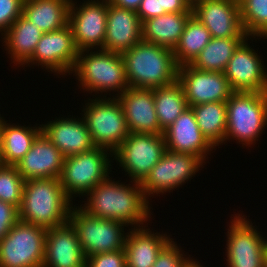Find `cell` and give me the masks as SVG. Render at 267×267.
<instances>
[{"instance_id": "6da1fadb", "label": "cell", "mask_w": 267, "mask_h": 267, "mask_svg": "<svg viewBox=\"0 0 267 267\" xmlns=\"http://www.w3.org/2000/svg\"><path fill=\"white\" fill-rule=\"evenodd\" d=\"M114 180L108 176L99 183L85 195L87 201L80 207L94 217L116 220L134 228L150 222L152 211L141 184L130 181L125 185Z\"/></svg>"}, {"instance_id": "7a4b0ae2", "label": "cell", "mask_w": 267, "mask_h": 267, "mask_svg": "<svg viewBox=\"0 0 267 267\" xmlns=\"http://www.w3.org/2000/svg\"><path fill=\"white\" fill-rule=\"evenodd\" d=\"M72 199L65 193L59 178L25 181L19 220L46 229L68 222Z\"/></svg>"}, {"instance_id": "3957f363", "label": "cell", "mask_w": 267, "mask_h": 267, "mask_svg": "<svg viewBox=\"0 0 267 267\" xmlns=\"http://www.w3.org/2000/svg\"><path fill=\"white\" fill-rule=\"evenodd\" d=\"M121 56L131 88H159L178 80L179 65L170 49L141 40Z\"/></svg>"}, {"instance_id": "277c9868", "label": "cell", "mask_w": 267, "mask_h": 267, "mask_svg": "<svg viewBox=\"0 0 267 267\" xmlns=\"http://www.w3.org/2000/svg\"><path fill=\"white\" fill-rule=\"evenodd\" d=\"M71 74L76 76L79 87H82L84 92L87 91L89 94L95 92L93 95L95 97L100 92L103 97L109 92L111 97V91L113 93L117 91L112 96L118 97L129 88L121 54L103 49L79 51L77 62Z\"/></svg>"}, {"instance_id": "5b68a950", "label": "cell", "mask_w": 267, "mask_h": 267, "mask_svg": "<svg viewBox=\"0 0 267 267\" xmlns=\"http://www.w3.org/2000/svg\"><path fill=\"white\" fill-rule=\"evenodd\" d=\"M226 110L224 144L236 140L242 147L255 145L267 127V93L233 92L226 102Z\"/></svg>"}, {"instance_id": "8992f818", "label": "cell", "mask_w": 267, "mask_h": 267, "mask_svg": "<svg viewBox=\"0 0 267 267\" xmlns=\"http://www.w3.org/2000/svg\"><path fill=\"white\" fill-rule=\"evenodd\" d=\"M82 112L95 147L113 153L130 133L123 106L116 96L102 97L99 94L95 99L88 98Z\"/></svg>"}, {"instance_id": "52a82bcc", "label": "cell", "mask_w": 267, "mask_h": 267, "mask_svg": "<svg viewBox=\"0 0 267 267\" xmlns=\"http://www.w3.org/2000/svg\"><path fill=\"white\" fill-rule=\"evenodd\" d=\"M112 158L113 153L101 147H94L90 151L64 157L59 179L65 193L72 200L78 195L85 197L89 191L109 176L112 171Z\"/></svg>"}, {"instance_id": "ba28073f", "label": "cell", "mask_w": 267, "mask_h": 267, "mask_svg": "<svg viewBox=\"0 0 267 267\" xmlns=\"http://www.w3.org/2000/svg\"><path fill=\"white\" fill-rule=\"evenodd\" d=\"M68 221L76 230L85 258L125 247L128 232L124 233V228L128 226L122 222L94 217L76 205L71 208Z\"/></svg>"}, {"instance_id": "9c48e42d", "label": "cell", "mask_w": 267, "mask_h": 267, "mask_svg": "<svg viewBox=\"0 0 267 267\" xmlns=\"http://www.w3.org/2000/svg\"><path fill=\"white\" fill-rule=\"evenodd\" d=\"M46 232L19 220L0 240V267H42Z\"/></svg>"}, {"instance_id": "30bf717a", "label": "cell", "mask_w": 267, "mask_h": 267, "mask_svg": "<svg viewBox=\"0 0 267 267\" xmlns=\"http://www.w3.org/2000/svg\"><path fill=\"white\" fill-rule=\"evenodd\" d=\"M166 151L163 134L129 133L113 152L131 181L141 183Z\"/></svg>"}, {"instance_id": "8fae6325", "label": "cell", "mask_w": 267, "mask_h": 267, "mask_svg": "<svg viewBox=\"0 0 267 267\" xmlns=\"http://www.w3.org/2000/svg\"><path fill=\"white\" fill-rule=\"evenodd\" d=\"M227 229L226 257L228 267H266L267 238L260 234L247 216L231 215Z\"/></svg>"}, {"instance_id": "7c38bea8", "label": "cell", "mask_w": 267, "mask_h": 267, "mask_svg": "<svg viewBox=\"0 0 267 267\" xmlns=\"http://www.w3.org/2000/svg\"><path fill=\"white\" fill-rule=\"evenodd\" d=\"M204 162L192 154L166 150L158 163L152 168L140 183L146 199L157 194L171 193L177 187L185 184L189 179L202 170ZM150 197V198H149Z\"/></svg>"}, {"instance_id": "4fadbf2b", "label": "cell", "mask_w": 267, "mask_h": 267, "mask_svg": "<svg viewBox=\"0 0 267 267\" xmlns=\"http://www.w3.org/2000/svg\"><path fill=\"white\" fill-rule=\"evenodd\" d=\"M78 55L79 50L75 44L72 29L67 25L61 29L43 33L33 55L23 66L32 67L36 64L48 72L51 71L57 77L59 74L66 76V73L70 75L73 71Z\"/></svg>"}, {"instance_id": "5bb4252c", "label": "cell", "mask_w": 267, "mask_h": 267, "mask_svg": "<svg viewBox=\"0 0 267 267\" xmlns=\"http://www.w3.org/2000/svg\"><path fill=\"white\" fill-rule=\"evenodd\" d=\"M107 12L108 0H87L81 6L71 0L69 25L79 51L104 48Z\"/></svg>"}, {"instance_id": "9a60e30c", "label": "cell", "mask_w": 267, "mask_h": 267, "mask_svg": "<svg viewBox=\"0 0 267 267\" xmlns=\"http://www.w3.org/2000/svg\"><path fill=\"white\" fill-rule=\"evenodd\" d=\"M255 38L247 37L238 46L223 72L234 92L267 93L266 65L256 53L258 50L248 45V40Z\"/></svg>"}, {"instance_id": "2e32d148", "label": "cell", "mask_w": 267, "mask_h": 267, "mask_svg": "<svg viewBox=\"0 0 267 267\" xmlns=\"http://www.w3.org/2000/svg\"><path fill=\"white\" fill-rule=\"evenodd\" d=\"M178 81L182 84L188 106L209 102H227L234 92L223 72L198 70L180 65Z\"/></svg>"}, {"instance_id": "e0dca14e", "label": "cell", "mask_w": 267, "mask_h": 267, "mask_svg": "<svg viewBox=\"0 0 267 267\" xmlns=\"http://www.w3.org/2000/svg\"><path fill=\"white\" fill-rule=\"evenodd\" d=\"M192 9L214 38L249 37L242 26L239 0H204Z\"/></svg>"}, {"instance_id": "ac0fdd59", "label": "cell", "mask_w": 267, "mask_h": 267, "mask_svg": "<svg viewBox=\"0 0 267 267\" xmlns=\"http://www.w3.org/2000/svg\"><path fill=\"white\" fill-rule=\"evenodd\" d=\"M166 150L192 154L204 164L212 150H216L203 136L192 107L185 111L163 132ZM208 154V155H207ZM207 157V158H206Z\"/></svg>"}, {"instance_id": "d6986e66", "label": "cell", "mask_w": 267, "mask_h": 267, "mask_svg": "<svg viewBox=\"0 0 267 267\" xmlns=\"http://www.w3.org/2000/svg\"><path fill=\"white\" fill-rule=\"evenodd\" d=\"M85 264L76 230L69 221L47 229L42 267H85Z\"/></svg>"}, {"instance_id": "ffe728a7", "label": "cell", "mask_w": 267, "mask_h": 267, "mask_svg": "<svg viewBox=\"0 0 267 267\" xmlns=\"http://www.w3.org/2000/svg\"><path fill=\"white\" fill-rule=\"evenodd\" d=\"M64 156L41 132L33 141L30 150L16 163L22 178L27 181L39 178H60Z\"/></svg>"}, {"instance_id": "44dd1931", "label": "cell", "mask_w": 267, "mask_h": 267, "mask_svg": "<svg viewBox=\"0 0 267 267\" xmlns=\"http://www.w3.org/2000/svg\"><path fill=\"white\" fill-rule=\"evenodd\" d=\"M142 40V22L136 11L118 7L108 0L105 51L122 54Z\"/></svg>"}, {"instance_id": "7402d4cb", "label": "cell", "mask_w": 267, "mask_h": 267, "mask_svg": "<svg viewBox=\"0 0 267 267\" xmlns=\"http://www.w3.org/2000/svg\"><path fill=\"white\" fill-rule=\"evenodd\" d=\"M41 132L59 149L64 157L92 150L91 140L83 117H61L41 125Z\"/></svg>"}, {"instance_id": "603a6c76", "label": "cell", "mask_w": 267, "mask_h": 267, "mask_svg": "<svg viewBox=\"0 0 267 267\" xmlns=\"http://www.w3.org/2000/svg\"><path fill=\"white\" fill-rule=\"evenodd\" d=\"M130 133L163 134L155 110L152 89L129 87L117 97Z\"/></svg>"}, {"instance_id": "cb8c5ba5", "label": "cell", "mask_w": 267, "mask_h": 267, "mask_svg": "<svg viewBox=\"0 0 267 267\" xmlns=\"http://www.w3.org/2000/svg\"><path fill=\"white\" fill-rule=\"evenodd\" d=\"M146 226L129 228L125 241L126 267H152L162 248L172 239ZM170 236V237H169Z\"/></svg>"}, {"instance_id": "d4e9b609", "label": "cell", "mask_w": 267, "mask_h": 267, "mask_svg": "<svg viewBox=\"0 0 267 267\" xmlns=\"http://www.w3.org/2000/svg\"><path fill=\"white\" fill-rule=\"evenodd\" d=\"M43 32L39 27L21 15L2 35L4 48L12 63L20 67L31 58ZM4 39V40H3Z\"/></svg>"}, {"instance_id": "484cf974", "label": "cell", "mask_w": 267, "mask_h": 267, "mask_svg": "<svg viewBox=\"0 0 267 267\" xmlns=\"http://www.w3.org/2000/svg\"><path fill=\"white\" fill-rule=\"evenodd\" d=\"M193 12L165 13L142 23V41L174 51Z\"/></svg>"}, {"instance_id": "4316f807", "label": "cell", "mask_w": 267, "mask_h": 267, "mask_svg": "<svg viewBox=\"0 0 267 267\" xmlns=\"http://www.w3.org/2000/svg\"><path fill=\"white\" fill-rule=\"evenodd\" d=\"M71 0H24L22 15L43 33L69 25Z\"/></svg>"}, {"instance_id": "83f0119b", "label": "cell", "mask_w": 267, "mask_h": 267, "mask_svg": "<svg viewBox=\"0 0 267 267\" xmlns=\"http://www.w3.org/2000/svg\"><path fill=\"white\" fill-rule=\"evenodd\" d=\"M1 123V146L3 165H16L30 150L33 141L41 133V125L35 127ZM39 125V126H38Z\"/></svg>"}, {"instance_id": "f1b7e54d", "label": "cell", "mask_w": 267, "mask_h": 267, "mask_svg": "<svg viewBox=\"0 0 267 267\" xmlns=\"http://www.w3.org/2000/svg\"><path fill=\"white\" fill-rule=\"evenodd\" d=\"M203 136L216 149L223 145L227 129L226 102H209L191 106Z\"/></svg>"}, {"instance_id": "f546056e", "label": "cell", "mask_w": 267, "mask_h": 267, "mask_svg": "<svg viewBox=\"0 0 267 267\" xmlns=\"http://www.w3.org/2000/svg\"><path fill=\"white\" fill-rule=\"evenodd\" d=\"M247 37L214 38L190 65L198 70L224 72L235 50Z\"/></svg>"}, {"instance_id": "4dcf8cb0", "label": "cell", "mask_w": 267, "mask_h": 267, "mask_svg": "<svg viewBox=\"0 0 267 267\" xmlns=\"http://www.w3.org/2000/svg\"><path fill=\"white\" fill-rule=\"evenodd\" d=\"M152 91L160 129L164 132L189 106L178 80Z\"/></svg>"}, {"instance_id": "1f68e13d", "label": "cell", "mask_w": 267, "mask_h": 267, "mask_svg": "<svg viewBox=\"0 0 267 267\" xmlns=\"http://www.w3.org/2000/svg\"><path fill=\"white\" fill-rule=\"evenodd\" d=\"M212 39L211 33L193 14L187 20L181 38L174 49L177 64H190Z\"/></svg>"}, {"instance_id": "d6a6232c", "label": "cell", "mask_w": 267, "mask_h": 267, "mask_svg": "<svg viewBox=\"0 0 267 267\" xmlns=\"http://www.w3.org/2000/svg\"><path fill=\"white\" fill-rule=\"evenodd\" d=\"M239 7L245 33L267 39V0H239Z\"/></svg>"}, {"instance_id": "836d02e7", "label": "cell", "mask_w": 267, "mask_h": 267, "mask_svg": "<svg viewBox=\"0 0 267 267\" xmlns=\"http://www.w3.org/2000/svg\"><path fill=\"white\" fill-rule=\"evenodd\" d=\"M25 180L15 165H0V200L20 208Z\"/></svg>"}, {"instance_id": "e575fe53", "label": "cell", "mask_w": 267, "mask_h": 267, "mask_svg": "<svg viewBox=\"0 0 267 267\" xmlns=\"http://www.w3.org/2000/svg\"><path fill=\"white\" fill-rule=\"evenodd\" d=\"M182 249L172 238L159 252L152 267H192L197 261L189 258Z\"/></svg>"}, {"instance_id": "d590c367", "label": "cell", "mask_w": 267, "mask_h": 267, "mask_svg": "<svg viewBox=\"0 0 267 267\" xmlns=\"http://www.w3.org/2000/svg\"><path fill=\"white\" fill-rule=\"evenodd\" d=\"M24 0H0L1 36L22 15Z\"/></svg>"}, {"instance_id": "8d00e7d4", "label": "cell", "mask_w": 267, "mask_h": 267, "mask_svg": "<svg viewBox=\"0 0 267 267\" xmlns=\"http://www.w3.org/2000/svg\"><path fill=\"white\" fill-rule=\"evenodd\" d=\"M85 267H126L125 250L91 255L86 258Z\"/></svg>"}, {"instance_id": "74e56055", "label": "cell", "mask_w": 267, "mask_h": 267, "mask_svg": "<svg viewBox=\"0 0 267 267\" xmlns=\"http://www.w3.org/2000/svg\"><path fill=\"white\" fill-rule=\"evenodd\" d=\"M19 221V208L0 200V240Z\"/></svg>"}, {"instance_id": "f35d334b", "label": "cell", "mask_w": 267, "mask_h": 267, "mask_svg": "<svg viewBox=\"0 0 267 267\" xmlns=\"http://www.w3.org/2000/svg\"><path fill=\"white\" fill-rule=\"evenodd\" d=\"M136 12L142 23L166 13L165 11H160L159 0H142Z\"/></svg>"}, {"instance_id": "ab89813d", "label": "cell", "mask_w": 267, "mask_h": 267, "mask_svg": "<svg viewBox=\"0 0 267 267\" xmlns=\"http://www.w3.org/2000/svg\"><path fill=\"white\" fill-rule=\"evenodd\" d=\"M160 11L166 13L193 12L185 0H159Z\"/></svg>"}, {"instance_id": "60d3db41", "label": "cell", "mask_w": 267, "mask_h": 267, "mask_svg": "<svg viewBox=\"0 0 267 267\" xmlns=\"http://www.w3.org/2000/svg\"><path fill=\"white\" fill-rule=\"evenodd\" d=\"M141 1L142 0H109L111 4L134 11H137Z\"/></svg>"}, {"instance_id": "b9f144b4", "label": "cell", "mask_w": 267, "mask_h": 267, "mask_svg": "<svg viewBox=\"0 0 267 267\" xmlns=\"http://www.w3.org/2000/svg\"><path fill=\"white\" fill-rule=\"evenodd\" d=\"M188 5L193 8L197 3L201 2V1H204V0H185Z\"/></svg>"}, {"instance_id": "7bdbcfd3", "label": "cell", "mask_w": 267, "mask_h": 267, "mask_svg": "<svg viewBox=\"0 0 267 267\" xmlns=\"http://www.w3.org/2000/svg\"><path fill=\"white\" fill-rule=\"evenodd\" d=\"M0 165H3L2 146H1V132H0Z\"/></svg>"}, {"instance_id": "ee69618b", "label": "cell", "mask_w": 267, "mask_h": 267, "mask_svg": "<svg viewBox=\"0 0 267 267\" xmlns=\"http://www.w3.org/2000/svg\"><path fill=\"white\" fill-rule=\"evenodd\" d=\"M192 267H203L199 261H197Z\"/></svg>"}, {"instance_id": "f6af8a7d", "label": "cell", "mask_w": 267, "mask_h": 267, "mask_svg": "<svg viewBox=\"0 0 267 267\" xmlns=\"http://www.w3.org/2000/svg\"><path fill=\"white\" fill-rule=\"evenodd\" d=\"M3 120H4V117H2L1 114H0V132H1V123H2Z\"/></svg>"}, {"instance_id": "bcb514c9", "label": "cell", "mask_w": 267, "mask_h": 267, "mask_svg": "<svg viewBox=\"0 0 267 267\" xmlns=\"http://www.w3.org/2000/svg\"><path fill=\"white\" fill-rule=\"evenodd\" d=\"M266 261H267V248H266ZM266 267H267V262H266Z\"/></svg>"}]
</instances>
